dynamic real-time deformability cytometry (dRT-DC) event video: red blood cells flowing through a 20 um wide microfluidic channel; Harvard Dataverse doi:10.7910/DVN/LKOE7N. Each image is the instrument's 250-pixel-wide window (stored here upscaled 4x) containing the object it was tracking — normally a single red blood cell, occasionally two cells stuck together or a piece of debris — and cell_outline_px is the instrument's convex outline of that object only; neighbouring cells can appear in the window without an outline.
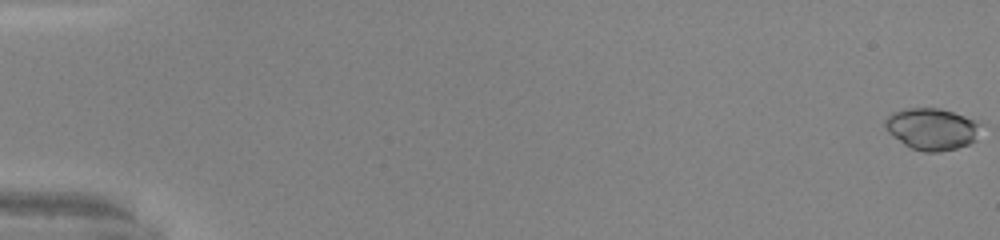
{"species": "common noctule bat (a hibernating species)", "species_latin": "Nyctalus noctula", "temperature_condition": "warm", "stored_images_in_passage": 51, "camera_frame_rate_fps": 3000, "um_per_image_px": 0.085, "animal": {"sex": "male", "body_mass_g": 20.0, "forearm_length_mm": 53.3}, "frame": {"image": 1, "passage_image": 1, "time_ms": 0.0, "image_size_px": [1000, 240], "cell_outline_px": [[984, 124], [976, 140], [968, 144], [956, 148], [940, 152], [924, 152], [912, 148], [904, 144], [888, 132], [884, 128], [884, 120], [892, 112], [904, 108], [940, 108], [976, 120]], "centroid_in_image_um": [79.23, 10.95], "position_along_channel_um": 5.8, "area_um2": 23.52}}
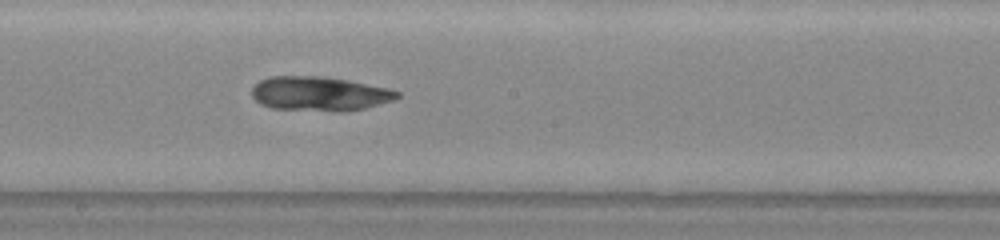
{"frame": {"image": 2, "passage_image": 30, "time_ms": 9.667, "image_size_px": [1000, 240], "cell_outline_px": [[400, 96], [392, 100], [364, 108], [340, 112], [272, 108], [260, 104], [252, 96], [252, 88], [260, 80], [268, 76], [320, 76], [348, 80], [388, 88], [400, 92]], "centroid_in_image_um": [27.13, 7.96], "position_along_channel_um": 221.1, "area_um2": 29.02}}
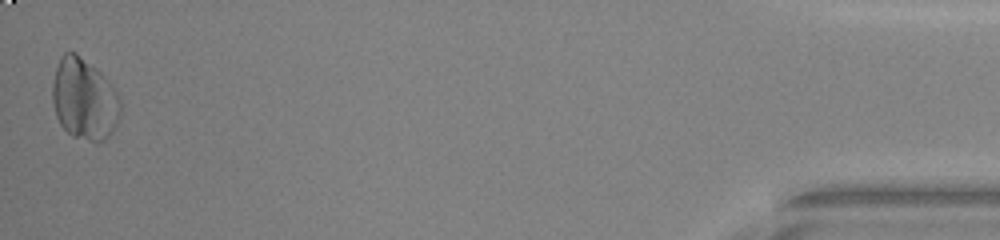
{"frame": {"image": 3, "passage_image": 51, "time_ms": 16.667, "image_size_px": [1000, 240], "cell_outline_px": [[120, 116], [112, 132], [104, 140], [88, 140], [72, 136], [60, 124], [56, 116], [52, 100], [52, 84], [56, 68], [60, 56], [64, 52], [76, 52], [96, 68], [108, 80], [120, 96]], "centroid_in_image_um": [7.15, 8.4], "position_along_channel_um": 428.0, "area_um2": 32.25}, "authors_computed_cell_mechanics": {"area_um2": 26.9926, "velocity_mm_per_s": 4.1833, "shape_relaxation_time_tau1_ms": 6.7719, "shape_relaxation_time_tau2_ms": 2.0689, "deformation_change_tau1": 0.1183, "deformation_change_tau2": 0.0563}}